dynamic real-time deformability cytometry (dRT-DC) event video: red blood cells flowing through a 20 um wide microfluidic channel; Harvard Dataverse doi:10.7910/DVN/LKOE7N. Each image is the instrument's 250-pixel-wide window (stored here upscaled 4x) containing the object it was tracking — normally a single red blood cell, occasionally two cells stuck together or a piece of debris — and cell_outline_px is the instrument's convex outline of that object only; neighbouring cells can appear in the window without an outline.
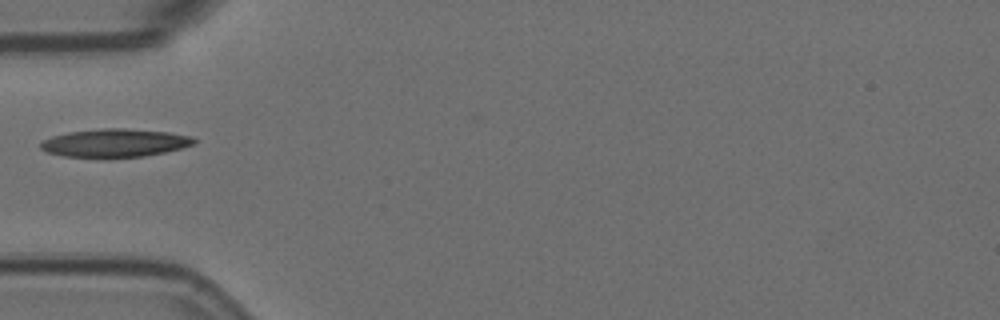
{"species": "Egyptian fruit bat (a non-hibernating species)", "species_latin": "Rousettus aegyptiacus", "temperature_condition": "room temperature", "stored_images_in_passage": 1, "camera_frame_rate_fps": 3000, "um_per_image_px": 0.085, "animal": {"sex": "female"}, "frame": {"image": 1, "passage_image": 1, "time_ms": 0.0, "image_size_px": [1000, 320], "cell_outline_px": [[196, 140], [192, 144], [180, 148], [164, 152], [144, 156], [64, 156], [48, 152], [40, 148], [40, 144], [44, 140], [52, 136], [68, 132], [100, 128], [124, 128], [168, 132], [192, 136]], "centroid_in_image_um": [9.76, 12.12], "position_along_channel_um": 75.2, "area_um2": 24.62}}